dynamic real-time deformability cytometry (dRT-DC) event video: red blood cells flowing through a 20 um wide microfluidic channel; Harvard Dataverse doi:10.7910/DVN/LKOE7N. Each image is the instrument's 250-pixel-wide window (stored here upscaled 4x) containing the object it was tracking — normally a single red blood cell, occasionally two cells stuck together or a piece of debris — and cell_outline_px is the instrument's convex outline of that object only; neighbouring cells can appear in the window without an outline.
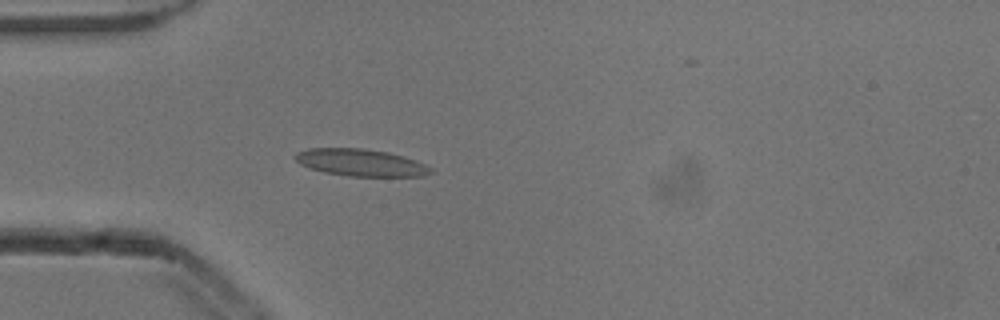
{"species": "common noctule bat (a hibernating species)", "species_latin": "Nyctalus noctula", "temperature_condition": "cold", "stored_images_in_passage": 10, "camera_frame_rate_fps": 3000, "um_per_image_px": 0.085, "animal": {"sex": "male", "body_mass_g": 13.3}, "frame": {"image": 1, "passage_image": 1, "time_ms": 0.0, "image_size_px": [1000, 320], "cell_outline_px": [[432, 172], [424, 176], [348, 176], [324, 172], [308, 168], [300, 164], [292, 156], [296, 152], [308, 148], [364, 148], [388, 152], [424, 164], [432, 168]], "centroid_in_image_um": [30.59, 13.82], "position_along_channel_um": 54.4, "area_um2": 21.33}}
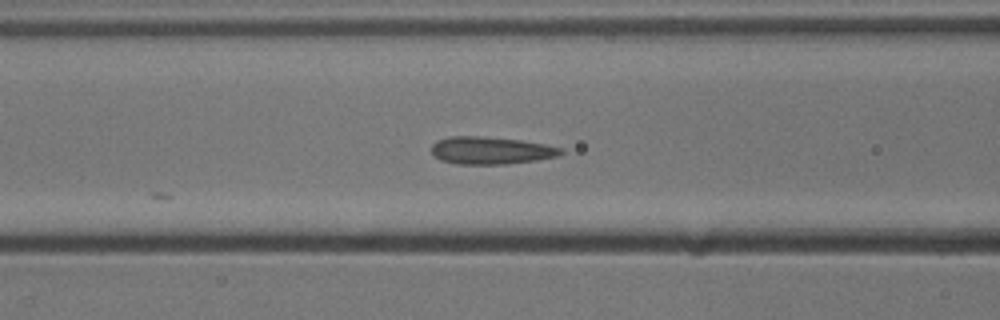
{"frame": {"image": 2, "passage_image": 7, "time_ms": 2.0, "image_size_px": [1000, 320], "cell_outline_px": [[564, 152], [556, 156], [536, 160], [508, 164], [456, 164], [440, 160], [432, 152], [432, 144], [436, 140], [452, 136], [476, 136], [520, 140], [544, 144], [564, 148]], "centroid_in_image_um": [41.72, 12.79], "position_along_channel_um": 124.9, "area_um2": 20.63}}
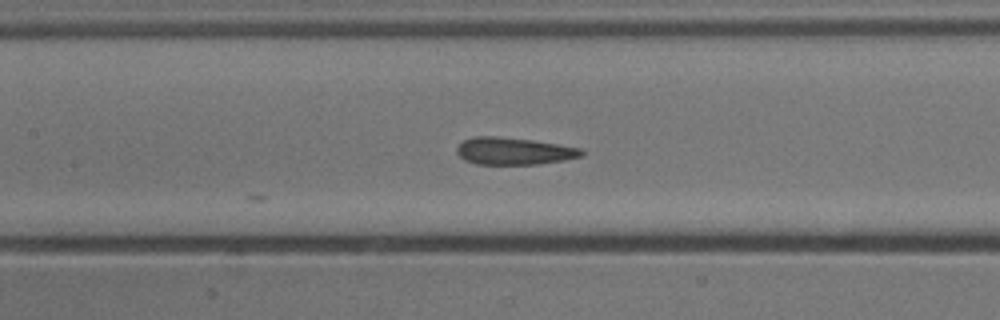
{"frame": {"image": 3, "passage_image": 10, "time_ms": 3.0, "image_size_px": [1000, 320], "cell_outline_px": [[584, 152], [580, 156], [564, 160], [536, 164], [476, 164], [464, 160], [456, 152], [456, 148], [464, 140], [476, 136], [496, 136], [532, 140], [580, 148]], "centroid_in_image_um": [43.63, 12.84], "position_along_channel_um": 163.8, "area_um2": 19.54}}